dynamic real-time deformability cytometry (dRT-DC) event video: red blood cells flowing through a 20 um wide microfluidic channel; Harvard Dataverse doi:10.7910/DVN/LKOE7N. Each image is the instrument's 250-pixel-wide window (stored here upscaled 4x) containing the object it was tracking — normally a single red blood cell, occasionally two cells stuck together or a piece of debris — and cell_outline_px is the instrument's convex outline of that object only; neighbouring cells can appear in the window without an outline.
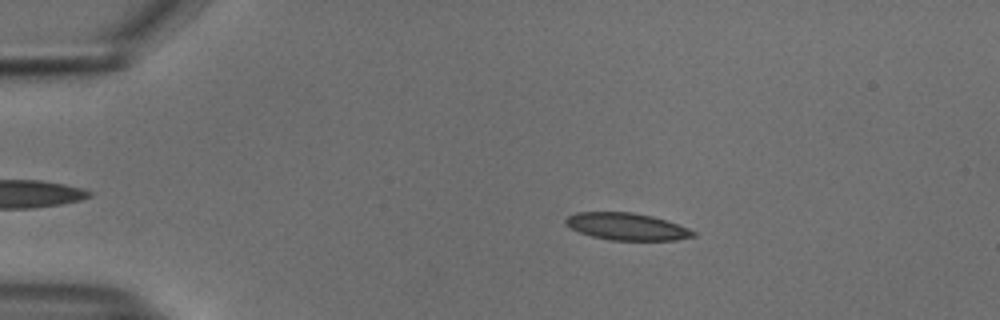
{"species": "common noctule bat (a hibernating species)", "species_latin": "Nyctalus noctula", "temperature_condition": "cold", "stored_images_in_passage": 22, "camera_frame_rate_fps": 3000, "um_per_image_px": 0.085, "animal": {"sex": "male", "body_mass_g": 18.8}, "frame": {"image": 1, "passage_image": 10, "time_ms": 3.0, "image_size_px": [1000, 320], "cell_outline_px": [[696, 236], [676, 240], [612, 240], [592, 236], [580, 232], [564, 224], [564, 220], [568, 216], [576, 212], [632, 212], [652, 216], [688, 228], [696, 232]], "centroid_in_image_um": [53.26, 19.25], "position_along_channel_um": 31.7, "area_um2": 20.0}}
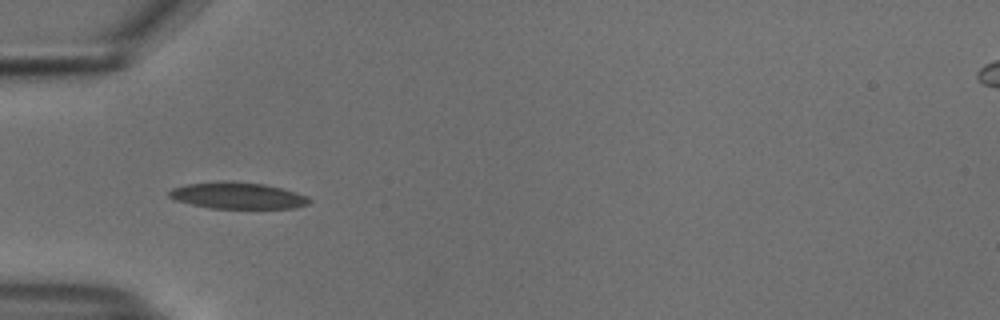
{"frame": {"image": 2, "passage_image": 17, "time_ms": 5.333, "image_size_px": [1000, 320], "cell_outline_px": [[312, 200], [308, 204], [296, 208], [212, 208], [192, 204], [176, 200], [168, 196], [168, 192], [172, 188], [184, 184], [224, 180], [264, 184], [296, 192], [308, 196]], "centroid_in_image_um": [20.2, 16.61], "position_along_channel_um": 64.8, "area_um2": 21.68}}
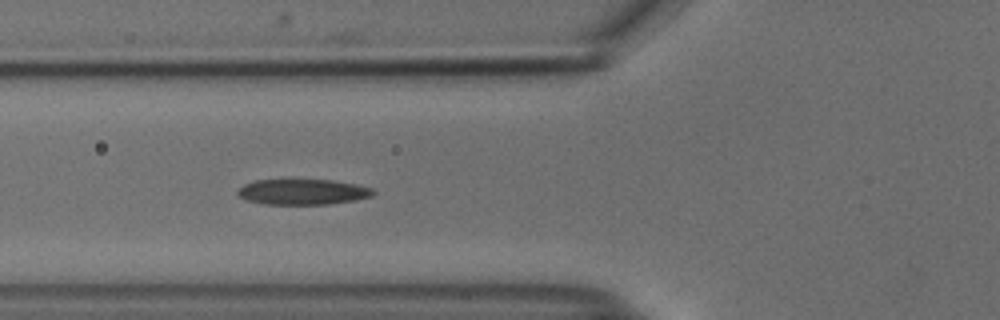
{"frame": {"image": 3, "passage_image": 20, "time_ms": 6.333, "image_size_px": [1000, 320], "cell_outline_px": [[376, 192], [372, 196], [352, 200], [328, 204], [264, 204], [244, 200], [236, 192], [244, 184], [256, 180], [332, 180], [356, 184], [372, 188]], "centroid_in_image_um": [25.71, 16.31], "position_along_channel_um": 100.1, "area_um2": 20.06}}